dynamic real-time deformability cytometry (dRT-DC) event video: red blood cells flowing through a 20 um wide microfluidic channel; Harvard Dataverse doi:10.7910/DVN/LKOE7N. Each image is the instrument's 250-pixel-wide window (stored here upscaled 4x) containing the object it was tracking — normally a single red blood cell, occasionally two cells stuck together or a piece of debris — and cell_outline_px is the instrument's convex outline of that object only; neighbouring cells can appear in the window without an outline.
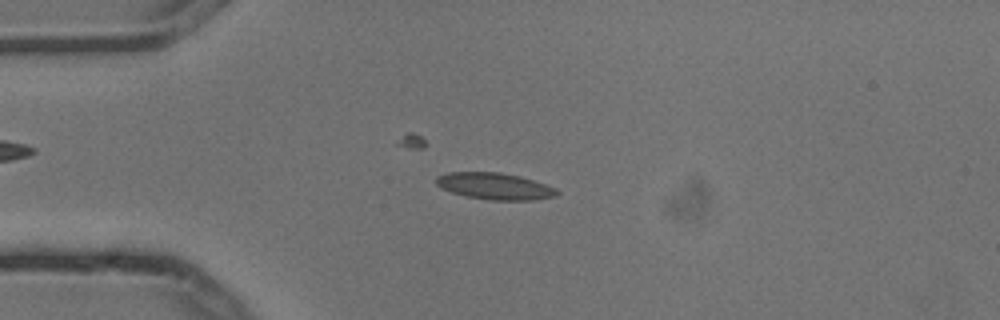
{"species": "common noctule bat (a hibernating species)", "species_latin": "Nyctalus noctula", "temperature_condition": "cold", "stored_images_in_passage": 12, "camera_frame_rate_fps": 3000, "um_per_image_px": 0.085, "animal": {"sex": "male", "body_mass_g": 13.3}, "frame": {"image": 1, "passage_image": 1, "time_ms": 0.0, "image_size_px": [1000, 320], "cell_outline_px": [[560, 192], [556, 196], [536, 200], [488, 200], [468, 196], [452, 192], [436, 184], [436, 176], [448, 172], [500, 172], [520, 176], [556, 188]], "centroid_in_image_um": [42.08, 15.82], "position_along_channel_um": 42.9, "area_um2": 18.67}}
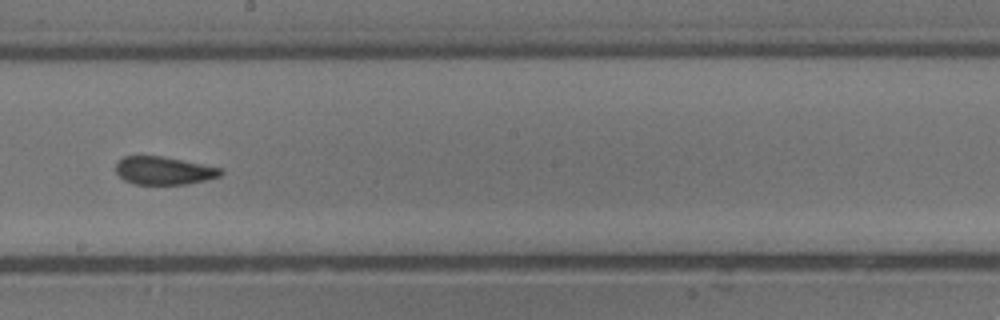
{"frame": {"image": 2, "passage_image": 6, "time_ms": 1.667, "image_size_px": [1000, 320], "cell_outline_px": [[224, 172], [220, 176], [188, 184], [132, 184], [124, 180], [116, 172], [116, 164], [124, 156], [160, 156], [224, 168]], "centroid_in_image_um": [13.94, 14.51], "position_along_channel_um": 234.3, "area_um2": 17.05}}
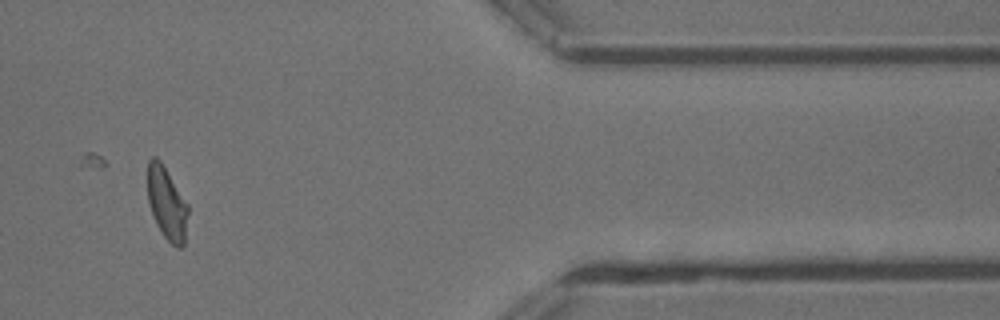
{"frame": {"image": 3, "passage_image": 10, "time_ms": 3.0, "image_size_px": [1000, 320], "cell_outline_px": [[188, 212], [184, 244], [180, 248], [176, 248], [164, 236], [156, 224], [148, 200], [148, 160], [152, 156], [156, 156], [160, 160], [188, 204]], "centroid_in_image_um": [14.18, 17.29], "position_along_channel_um": 397.2, "area_um2": 16.94}}